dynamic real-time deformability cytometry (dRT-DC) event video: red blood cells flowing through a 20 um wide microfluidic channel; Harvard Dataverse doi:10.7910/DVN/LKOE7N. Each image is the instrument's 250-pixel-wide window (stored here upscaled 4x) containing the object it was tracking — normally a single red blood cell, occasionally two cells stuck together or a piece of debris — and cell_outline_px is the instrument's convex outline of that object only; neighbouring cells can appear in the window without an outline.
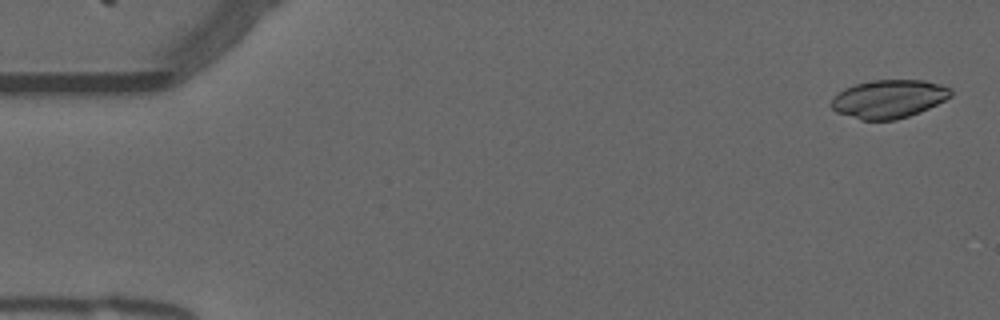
{"species": "common noctule bat (a hibernating species)", "species_latin": "Nyctalus noctula", "temperature_condition": "warm", "stored_images_in_passage": 29, "camera_frame_rate_fps": 3000, "um_per_image_px": 0.085, "animal": {"sex": "male", "forearm_length_mm": 52.5}, "frame": {"image": 1, "passage_image": 1, "time_ms": 0.0, "image_size_px": [1000, 320], "cell_outline_px": [[952, 96], [928, 108], [908, 116], [896, 120], [860, 120], [836, 112], [828, 104], [844, 88], [856, 84], [876, 80], [924, 80], [944, 84], [952, 88]], "centroid_in_image_um": [75.56, 8.41], "position_along_channel_um": 9.4, "area_um2": 26.7}}